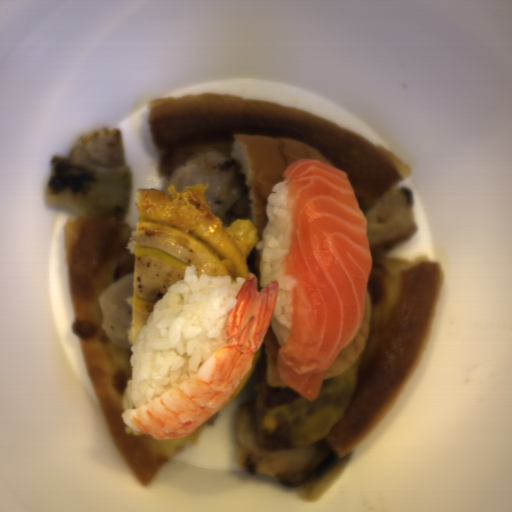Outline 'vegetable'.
<instances>
[{
	"label": "vegetable",
	"mask_w": 512,
	"mask_h": 512,
	"mask_svg": "<svg viewBox=\"0 0 512 512\" xmlns=\"http://www.w3.org/2000/svg\"><path fill=\"white\" fill-rule=\"evenodd\" d=\"M352 458L351 452L337 456L330 450L329 459L319 473L297 486L299 499L316 502L333 487L342 476Z\"/></svg>",
	"instance_id": "ea0f7189"
},
{
	"label": "vegetable",
	"mask_w": 512,
	"mask_h": 512,
	"mask_svg": "<svg viewBox=\"0 0 512 512\" xmlns=\"http://www.w3.org/2000/svg\"><path fill=\"white\" fill-rule=\"evenodd\" d=\"M133 186L131 168L126 166L104 172L53 156L45 202L81 216L116 222L127 215Z\"/></svg>",
	"instance_id": "add77e79"
}]
</instances>
